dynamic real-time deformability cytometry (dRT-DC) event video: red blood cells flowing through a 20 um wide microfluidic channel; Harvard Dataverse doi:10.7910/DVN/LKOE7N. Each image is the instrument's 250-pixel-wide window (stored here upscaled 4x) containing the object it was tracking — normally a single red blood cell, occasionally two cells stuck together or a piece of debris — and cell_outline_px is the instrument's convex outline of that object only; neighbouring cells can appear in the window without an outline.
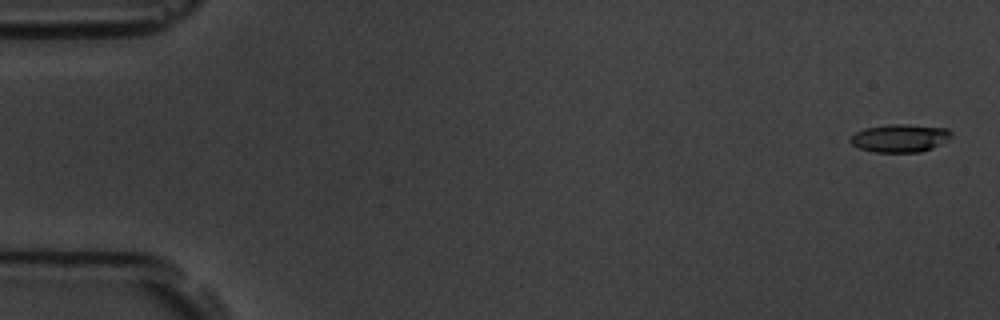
{"species": "common noctule bat (a hibernating species)", "species_latin": "Nyctalus noctula", "temperature_condition": "room temperature", "stored_images_in_passage": 7, "camera_frame_rate_fps": 3000, "um_per_image_px": 0.085, "animal": {"sex": "male", "body_mass_g": 19.5, "forearm_length_mm": 54.6}, "frame": {"image": 1, "passage_image": 1, "time_ms": 0.0, "image_size_px": [1000, 320], "cell_outline_px": [[952, 136], [948, 140], [932, 148], [920, 152], [872, 152], [860, 148], [852, 144], [848, 140], [856, 132], [864, 128], [888, 124], [908, 124], [948, 128], [952, 132]], "centroid_in_image_um": [76.51, 11.73], "position_along_channel_um": 8.5, "area_um2": 16.59}}
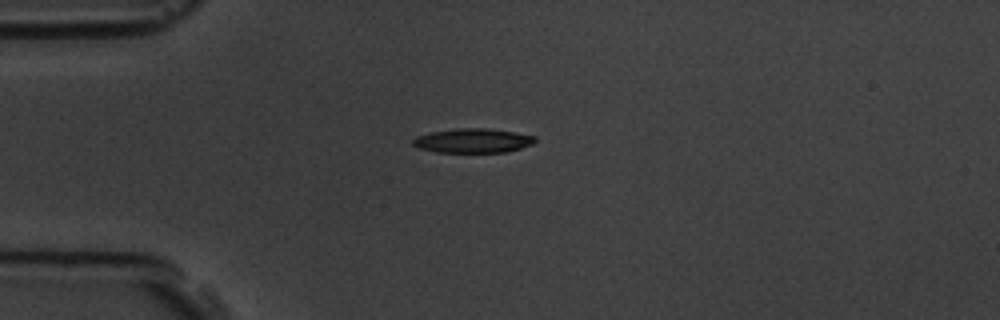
{"frame": {"image": 2, "passage_image": 5, "time_ms": 4.333, "image_size_px": [1000, 320], "cell_outline_px": [[536, 140], [532, 144], [520, 148], [504, 152], [436, 152], [416, 148], [412, 144], [412, 140], [416, 136], [432, 132], [456, 128], [488, 128], [516, 132], [536, 136]], "centroid_in_image_um": [40.17, 11.95], "position_along_channel_um": 44.8, "area_um2": 17.4}}
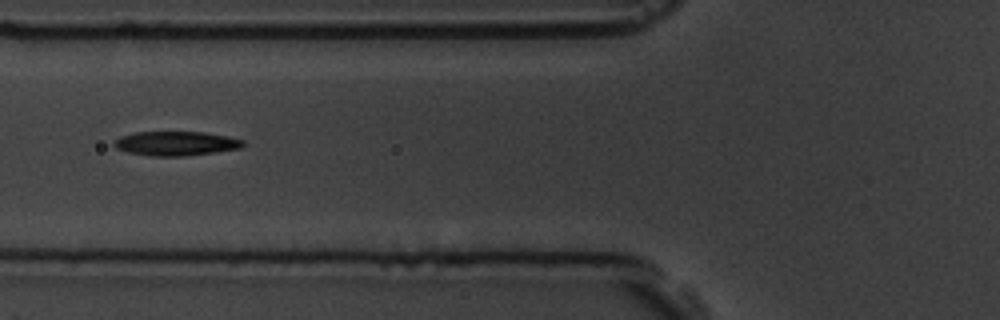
{"frame": {"image": 3, "passage_image": 7, "time_ms": 6.667, "image_size_px": [1000, 320], "cell_outline_px": [[244, 144], [240, 148], [216, 152], [188, 156], [152, 156], [128, 152], [116, 148], [112, 144], [112, 140], [120, 136], [136, 132], [204, 132], [244, 140]], "centroid_in_image_um": [14.91, 12.2], "position_along_channel_um": 110.9, "area_um2": 18.26}}